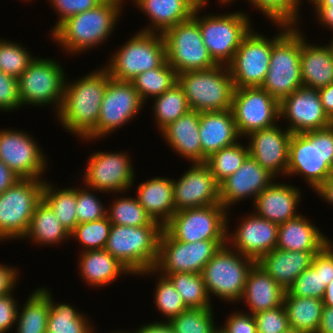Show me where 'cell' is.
Here are the masks:
<instances>
[{"label":"cell","mask_w":333,"mask_h":333,"mask_svg":"<svg viewBox=\"0 0 333 333\" xmlns=\"http://www.w3.org/2000/svg\"><path fill=\"white\" fill-rule=\"evenodd\" d=\"M9 265L0 264V296L14 292L16 282H18L17 268Z\"/></svg>","instance_id":"91938a15"},{"label":"cell","mask_w":333,"mask_h":333,"mask_svg":"<svg viewBox=\"0 0 333 333\" xmlns=\"http://www.w3.org/2000/svg\"><path fill=\"white\" fill-rule=\"evenodd\" d=\"M292 133L278 124L254 131L246 136L249 155L277 178L287 174L289 142Z\"/></svg>","instance_id":"603a6c76"},{"label":"cell","mask_w":333,"mask_h":333,"mask_svg":"<svg viewBox=\"0 0 333 333\" xmlns=\"http://www.w3.org/2000/svg\"><path fill=\"white\" fill-rule=\"evenodd\" d=\"M189 108L197 112L231 109L235 86L228 66L191 70L177 75Z\"/></svg>","instance_id":"8992f818"},{"label":"cell","mask_w":333,"mask_h":333,"mask_svg":"<svg viewBox=\"0 0 333 333\" xmlns=\"http://www.w3.org/2000/svg\"><path fill=\"white\" fill-rule=\"evenodd\" d=\"M325 289L326 285L322 281L321 269H314L310 266L299 274L287 292L296 297L323 299Z\"/></svg>","instance_id":"f907efd6"},{"label":"cell","mask_w":333,"mask_h":333,"mask_svg":"<svg viewBox=\"0 0 333 333\" xmlns=\"http://www.w3.org/2000/svg\"><path fill=\"white\" fill-rule=\"evenodd\" d=\"M322 301L324 306L333 307V280L326 286Z\"/></svg>","instance_id":"a7ac6f4b"},{"label":"cell","mask_w":333,"mask_h":333,"mask_svg":"<svg viewBox=\"0 0 333 333\" xmlns=\"http://www.w3.org/2000/svg\"><path fill=\"white\" fill-rule=\"evenodd\" d=\"M156 273L159 277L157 280V285L154 297V303L158 311L161 312L169 322L174 317H177L181 312L188 309V307L184 304L181 295L175 289L172 282L166 277L162 276L161 274L158 275V272L155 269H149L147 271L141 272L138 274L139 276H150L151 274Z\"/></svg>","instance_id":"f6af8a7d"},{"label":"cell","mask_w":333,"mask_h":333,"mask_svg":"<svg viewBox=\"0 0 333 333\" xmlns=\"http://www.w3.org/2000/svg\"><path fill=\"white\" fill-rule=\"evenodd\" d=\"M316 191L322 200L324 199L328 204L333 205V176H329Z\"/></svg>","instance_id":"003e7915"},{"label":"cell","mask_w":333,"mask_h":333,"mask_svg":"<svg viewBox=\"0 0 333 333\" xmlns=\"http://www.w3.org/2000/svg\"><path fill=\"white\" fill-rule=\"evenodd\" d=\"M177 72L165 61L160 67L147 70L137 75L131 83L145 103L147 98H155L177 83Z\"/></svg>","instance_id":"ab89813d"},{"label":"cell","mask_w":333,"mask_h":333,"mask_svg":"<svg viewBox=\"0 0 333 333\" xmlns=\"http://www.w3.org/2000/svg\"><path fill=\"white\" fill-rule=\"evenodd\" d=\"M317 333H333V307L323 306Z\"/></svg>","instance_id":"03108f58"},{"label":"cell","mask_w":333,"mask_h":333,"mask_svg":"<svg viewBox=\"0 0 333 333\" xmlns=\"http://www.w3.org/2000/svg\"><path fill=\"white\" fill-rule=\"evenodd\" d=\"M231 110L242 138L280 121L279 102L261 87L235 88Z\"/></svg>","instance_id":"e0dca14e"},{"label":"cell","mask_w":333,"mask_h":333,"mask_svg":"<svg viewBox=\"0 0 333 333\" xmlns=\"http://www.w3.org/2000/svg\"><path fill=\"white\" fill-rule=\"evenodd\" d=\"M274 37L267 38L252 28L228 65L235 88L261 87L268 72Z\"/></svg>","instance_id":"2e32d148"},{"label":"cell","mask_w":333,"mask_h":333,"mask_svg":"<svg viewBox=\"0 0 333 333\" xmlns=\"http://www.w3.org/2000/svg\"><path fill=\"white\" fill-rule=\"evenodd\" d=\"M91 188L76 187V216L78 224L90 222L106 217L107 209L96 197L95 193L90 192ZM98 198V199H97Z\"/></svg>","instance_id":"816d5d0a"},{"label":"cell","mask_w":333,"mask_h":333,"mask_svg":"<svg viewBox=\"0 0 333 333\" xmlns=\"http://www.w3.org/2000/svg\"><path fill=\"white\" fill-rule=\"evenodd\" d=\"M257 333H283L288 327V315L284 304L254 314Z\"/></svg>","instance_id":"f5cc1de1"},{"label":"cell","mask_w":333,"mask_h":333,"mask_svg":"<svg viewBox=\"0 0 333 333\" xmlns=\"http://www.w3.org/2000/svg\"><path fill=\"white\" fill-rule=\"evenodd\" d=\"M274 178L249 155L235 173L219 184L220 204L228 211L230 206L250 196L254 203L261 191L274 182Z\"/></svg>","instance_id":"cb8c5ba5"},{"label":"cell","mask_w":333,"mask_h":333,"mask_svg":"<svg viewBox=\"0 0 333 333\" xmlns=\"http://www.w3.org/2000/svg\"><path fill=\"white\" fill-rule=\"evenodd\" d=\"M175 212L220 203V186L205 163H193L182 176L173 179Z\"/></svg>","instance_id":"44dd1931"},{"label":"cell","mask_w":333,"mask_h":333,"mask_svg":"<svg viewBox=\"0 0 333 333\" xmlns=\"http://www.w3.org/2000/svg\"><path fill=\"white\" fill-rule=\"evenodd\" d=\"M28 132L0 129V160L21 179H42L46 155Z\"/></svg>","instance_id":"d6986e66"},{"label":"cell","mask_w":333,"mask_h":333,"mask_svg":"<svg viewBox=\"0 0 333 333\" xmlns=\"http://www.w3.org/2000/svg\"><path fill=\"white\" fill-rule=\"evenodd\" d=\"M283 304L288 315L289 327L306 333L318 332L324 306L322 299L296 297L286 291Z\"/></svg>","instance_id":"8d00e7d4"},{"label":"cell","mask_w":333,"mask_h":333,"mask_svg":"<svg viewBox=\"0 0 333 333\" xmlns=\"http://www.w3.org/2000/svg\"><path fill=\"white\" fill-rule=\"evenodd\" d=\"M283 333H306V332L294 329L292 327H288Z\"/></svg>","instance_id":"2644e50d"},{"label":"cell","mask_w":333,"mask_h":333,"mask_svg":"<svg viewBox=\"0 0 333 333\" xmlns=\"http://www.w3.org/2000/svg\"><path fill=\"white\" fill-rule=\"evenodd\" d=\"M235 228L234 233L229 232L230 218L227 215L226 243L237 252L254 259L256 262L277 246L279 225L255 213L247 214Z\"/></svg>","instance_id":"7402d4cb"},{"label":"cell","mask_w":333,"mask_h":333,"mask_svg":"<svg viewBox=\"0 0 333 333\" xmlns=\"http://www.w3.org/2000/svg\"><path fill=\"white\" fill-rule=\"evenodd\" d=\"M213 308H188L169 321L175 333H214Z\"/></svg>","instance_id":"bcb514c9"},{"label":"cell","mask_w":333,"mask_h":333,"mask_svg":"<svg viewBox=\"0 0 333 333\" xmlns=\"http://www.w3.org/2000/svg\"><path fill=\"white\" fill-rule=\"evenodd\" d=\"M226 244V240L178 241L163 228L154 269L162 276L178 272L201 274L207 262Z\"/></svg>","instance_id":"4fadbf2b"},{"label":"cell","mask_w":333,"mask_h":333,"mask_svg":"<svg viewBox=\"0 0 333 333\" xmlns=\"http://www.w3.org/2000/svg\"><path fill=\"white\" fill-rule=\"evenodd\" d=\"M19 179L21 178L0 160V194L15 184Z\"/></svg>","instance_id":"6125c7cd"},{"label":"cell","mask_w":333,"mask_h":333,"mask_svg":"<svg viewBox=\"0 0 333 333\" xmlns=\"http://www.w3.org/2000/svg\"><path fill=\"white\" fill-rule=\"evenodd\" d=\"M30 54L22 44L1 39L0 71L18 79L35 58Z\"/></svg>","instance_id":"681fc988"},{"label":"cell","mask_w":333,"mask_h":333,"mask_svg":"<svg viewBox=\"0 0 333 333\" xmlns=\"http://www.w3.org/2000/svg\"><path fill=\"white\" fill-rule=\"evenodd\" d=\"M48 298L50 310L46 333H93L94 327L87 316L66 303H54L50 290L39 288ZM91 324V325H90Z\"/></svg>","instance_id":"d590c367"},{"label":"cell","mask_w":333,"mask_h":333,"mask_svg":"<svg viewBox=\"0 0 333 333\" xmlns=\"http://www.w3.org/2000/svg\"><path fill=\"white\" fill-rule=\"evenodd\" d=\"M166 61L162 34L140 31L124 43L103 66L115 80L131 82L137 75Z\"/></svg>","instance_id":"9c48e42d"},{"label":"cell","mask_w":333,"mask_h":333,"mask_svg":"<svg viewBox=\"0 0 333 333\" xmlns=\"http://www.w3.org/2000/svg\"><path fill=\"white\" fill-rule=\"evenodd\" d=\"M166 61L177 74L206 70L217 64L204 45L198 21L192 16L166 30L163 34Z\"/></svg>","instance_id":"7c38bea8"},{"label":"cell","mask_w":333,"mask_h":333,"mask_svg":"<svg viewBox=\"0 0 333 333\" xmlns=\"http://www.w3.org/2000/svg\"><path fill=\"white\" fill-rule=\"evenodd\" d=\"M284 290L257 263L249 271L243 295L250 314L270 310L281 306L284 302Z\"/></svg>","instance_id":"f1b7e54d"},{"label":"cell","mask_w":333,"mask_h":333,"mask_svg":"<svg viewBox=\"0 0 333 333\" xmlns=\"http://www.w3.org/2000/svg\"><path fill=\"white\" fill-rule=\"evenodd\" d=\"M106 216L114 225L134 226L161 225L154 221L139 204L137 197H118L107 208Z\"/></svg>","instance_id":"7bdbcfd3"},{"label":"cell","mask_w":333,"mask_h":333,"mask_svg":"<svg viewBox=\"0 0 333 333\" xmlns=\"http://www.w3.org/2000/svg\"><path fill=\"white\" fill-rule=\"evenodd\" d=\"M301 191L296 186L273 182L256 197L254 213L278 225L297 217Z\"/></svg>","instance_id":"d4e9b609"},{"label":"cell","mask_w":333,"mask_h":333,"mask_svg":"<svg viewBox=\"0 0 333 333\" xmlns=\"http://www.w3.org/2000/svg\"><path fill=\"white\" fill-rule=\"evenodd\" d=\"M44 183L43 179H19L0 194V241L25 236L36 205L42 200Z\"/></svg>","instance_id":"30bf717a"},{"label":"cell","mask_w":333,"mask_h":333,"mask_svg":"<svg viewBox=\"0 0 333 333\" xmlns=\"http://www.w3.org/2000/svg\"><path fill=\"white\" fill-rule=\"evenodd\" d=\"M333 169V124L324 129L292 134L286 176L300 175L316 190Z\"/></svg>","instance_id":"3957f363"},{"label":"cell","mask_w":333,"mask_h":333,"mask_svg":"<svg viewBox=\"0 0 333 333\" xmlns=\"http://www.w3.org/2000/svg\"><path fill=\"white\" fill-rule=\"evenodd\" d=\"M154 118L158 125V131H162L170 123L187 114L191 109L187 103L186 96L176 83L171 89L153 98Z\"/></svg>","instance_id":"60d3db41"},{"label":"cell","mask_w":333,"mask_h":333,"mask_svg":"<svg viewBox=\"0 0 333 333\" xmlns=\"http://www.w3.org/2000/svg\"><path fill=\"white\" fill-rule=\"evenodd\" d=\"M29 238L40 245H55L71 239L68 230L56 218L51 208L41 200L31 217L29 228L23 239Z\"/></svg>","instance_id":"e575fe53"},{"label":"cell","mask_w":333,"mask_h":333,"mask_svg":"<svg viewBox=\"0 0 333 333\" xmlns=\"http://www.w3.org/2000/svg\"><path fill=\"white\" fill-rule=\"evenodd\" d=\"M301 33V79L303 86L320 89L333 83V50L328 43L324 46L309 44Z\"/></svg>","instance_id":"f546056e"},{"label":"cell","mask_w":333,"mask_h":333,"mask_svg":"<svg viewBox=\"0 0 333 333\" xmlns=\"http://www.w3.org/2000/svg\"><path fill=\"white\" fill-rule=\"evenodd\" d=\"M330 45H331V48H332V50H333V38H332V40H330Z\"/></svg>","instance_id":"34e18365"},{"label":"cell","mask_w":333,"mask_h":333,"mask_svg":"<svg viewBox=\"0 0 333 333\" xmlns=\"http://www.w3.org/2000/svg\"><path fill=\"white\" fill-rule=\"evenodd\" d=\"M112 223L107 216L90 222L77 224L70 233V237L76 238L82 244L83 251L104 249L110 235Z\"/></svg>","instance_id":"c3c4849f"},{"label":"cell","mask_w":333,"mask_h":333,"mask_svg":"<svg viewBox=\"0 0 333 333\" xmlns=\"http://www.w3.org/2000/svg\"><path fill=\"white\" fill-rule=\"evenodd\" d=\"M214 333H226V332L218 326V328L214 331Z\"/></svg>","instance_id":"753ad0ef"},{"label":"cell","mask_w":333,"mask_h":333,"mask_svg":"<svg viewBox=\"0 0 333 333\" xmlns=\"http://www.w3.org/2000/svg\"><path fill=\"white\" fill-rule=\"evenodd\" d=\"M49 310V298L37 288L18 310L16 333H46Z\"/></svg>","instance_id":"74e56055"},{"label":"cell","mask_w":333,"mask_h":333,"mask_svg":"<svg viewBox=\"0 0 333 333\" xmlns=\"http://www.w3.org/2000/svg\"><path fill=\"white\" fill-rule=\"evenodd\" d=\"M133 333V332H131ZM134 333H175L169 322H153L145 325H141L140 328L134 331Z\"/></svg>","instance_id":"e7e4bbea"},{"label":"cell","mask_w":333,"mask_h":333,"mask_svg":"<svg viewBox=\"0 0 333 333\" xmlns=\"http://www.w3.org/2000/svg\"><path fill=\"white\" fill-rule=\"evenodd\" d=\"M249 156L248 145L240 142L222 148L206 159L205 164L210 168L211 174L220 184L227 177L235 173Z\"/></svg>","instance_id":"ee69618b"},{"label":"cell","mask_w":333,"mask_h":333,"mask_svg":"<svg viewBox=\"0 0 333 333\" xmlns=\"http://www.w3.org/2000/svg\"><path fill=\"white\" fill-rule=\"evenodd\" d=\"M20 107L18 79L0 71V111L12 112Z\"/></svg>","instance_id":"db71d44e"},{"label":"cell","mask_w":333,"mask_h":333,"mask_svg":"<svg viewBox=\"0 0 333 333\" xmlns=\"http://www.w3.org/2000/svg\"><path fill=\"white\" fill-rule=\"evenodd\" d=\"M270 64L261 88L278 102L303 86L301 79V32L297 26L276 24Z\"/></svg>","instance_id":"277c9868"},{"label":"cell","mask_w":333,"mask_h":333,"mask_svg":"<svg viewBox=\"0 0 333 333\" xmlns=\"http://www.w3.org/2000/svg\"><path fill=\"white\" fill-rule=\"evenodd\" d=\"M123 0H104L97 7L70 16L61 22L51 37L69 54H79L102 45L115 29Z\"/></svg>","instance_id":"7a4b0ae2"},{"label":"cell","mask_w":333,"mask_h":333,"mask_svg":"<svg viewBox=\"0 0 333 333\" xmlns=\"http://www.w3.org/2000/svg\"><path fill=\"white\" fill-rule=\"evenodd\" d=\"M112 333H129V332H128V331H127V332H126V331H124V332H122V331H119V332H116V331H115V332H113V331H112ZM130 333H131V332H130Z\"/></svg>","instance_id":"11e5206c"},{"label":"cell","mask_w":333,"mask_h":333,"mask_svg":"<svg viewBox=\"0 0 333 333\" xmlns=\"http://www.w3.org/2000/svg\"><path fill=\"white\" fill-rule=\"evenodd\" d=\"M317 252L319 251H286L274 248L256 263L287 291L299 274L311 266Z\"/></svg>","instance_id":"83f0119b"},{"label":"cell","mask_w":333,"mask_h":333,"mask_svg":"<svg viewBox=\"0 0 333 333\" xmlns=\"http://www.w3.org/2000/svg\"><path fill=\"white\" fill-rule=\"evenodd\" d=\"M300 213L278 227L276 248L286 251H320L329 241L309 219Z\"/></svg>","instance_id":"1f68e13d"},{"label":"cell","mask_w":333,"mask_h":333,"mask_svg":"<svg viewBox=\"0 0 333 333\" xmlns=\"http://www.w3.org/2000/svg\"><path fill=\"white\" fill-rule=\"evenodd\" d=\"M143 105V100L131 82L110 77L100 106L97 127L85 141H95L118 130L137 117Z\"/></svg>","instance_id":"9a60e30c"},{"label":"cell","mask_w":333,"mask_h":333,"mask_svg":"<svg viewBox=\"0 0 333 333\" xmlns=\"http://www.w3.org/2000/svg\"><path fill=\"white\" fill-rule=\"evenodd\" d=\"M199 137L202 163L222 148L236 144L240 135L232 110L199 112Z\"/></svg>","instance_id":"484cf974"},{"label":"cell","mask_w":333,"mask_h":333,"mask_svg":"<svg viewBox=\"0 0 333 333\" xmlns=\"http://www.w3.org/2000/svg\"><path fill=\"white\" fill-rule=\"evenodd\" d=\"M314 269H321L322 281L327 286L333 280V242L330 240L312 260Z\"/></svg>","instance_id":"6f0895ef"},{"label":"cell","mask_w":333,"mask_h":333,"mask_svg":"<svg viewBox=\"0 0 333 333\" xmlns=\"http://www.w3.org/2000/svg\"><path fill=\"white\" fill-rule=\"evenodd\" d=\"M226 323L220 327L226 333H257L254 315L249 312H233L227 316Z\"/></svg>","instance_id":"9f6ffc18"},{"label":"cell","mask_w":333,"mask_h":333,"mask_svg":"<svg viewBox=\"0 0 333 333\" xmlns=\"http://www.w3.org/2000/svg\"><path fill=\"white\" fill-rule=\"evenodd\" d=\"M162 230V225L134 227L112 224L104 249L136 276L155 268Z\"/></svg>","instance_id":"5b68a950"},{"label":"cell","mask_w":333,"mask_h":333,"mask_svg":"<svg viewBox=\"0 0 333 333\" xmlns=\"http://www.w3.org/2000/svg\"><path fill=\"white\" fill-rule=\"evenodd\" d=\"M79 256L80 276L91 286H107L122 274H132L105 249L82 251Z\"/></svg>","instance_id":"836d02e7"},{"label":"cell","mask_w":333,"mask_h":333,"mask_svg":"<svg viewBox=\"0 0 333 333\" xmlns=\"http://www.w3.org/2000/svg\"><path fill=\"white\" fill-rule=\"evenodd\" d=\"M255 263L228 244L222 246L201 272L209 297L217 296L228 303L240 302L248 273Z\"/></svg>","instance_id":"ba28073f"},{"label":"cell","mask_w":333,"mask_h":333,"mask_svg":"<svg viewBox=\"0 0 333 333\" xmlns=\"http://www.w3.org/2000/svg\"><path fill=\"white\" fill-rule=\"evenodd\" d=\"M314 7L316 20L325 27L333 30V5H312ZM317 13V14H316Z\"/></svg>","instance_id":"94428289"},{"label":"cell","mask_w":333,"mask_h":333,"mask_svg":"<svg viewBox=\"0 0 333 333\" xmlns=\"http://www.w3.org/2000/svg\"><path fill=\"white\" fill-rule=\"evenodd\" d=\"M42 200L55 213L56 218L71 233L78 224L76 216V188H54L45 181Z\"/></svg>","instance_id":"f35d334b"},{"label":"cell","mask_w":333,"mask_h":333,"mask_svg":"<svg viewBox=\"0 0 333 333\" xmlns=\"http://www.w3.org/2000/svg\"><path fill=\"white\" fill-rule=\"evenodd\" d=\"M286 119L292 134L324 129L333 124L325 113L319 91L305 86L299 87L279 102V118Z\"/></svg>","instance_id":"ffe728a7"},{"label":"cell","mask_w":333,"mask_h":333,"mask_svg":"<svg viewBox=\"0 0 333 333\" xmlns=\"http://www.w3.org/2000/svg\"><path fill=\"white\" fill-rule=\"evenodd\" d=\"M104 0H49L50 4L58 14L57 23L53 26L52 31L66 18L93 9L101 4Z\"/></svg>","instance_id":"11a10c76"},{"label":"cell","mask_w":333,"mask_h":333,"mask_svg":"<svg viewBox=\"0 0 333 333\" xmlns=\"http://www.w3.org/2000/svg\"><path fill=\"white\" fill-rule=\"evenodd\" d=\"M228 214L220 203L183 209L175 212L163 228L182 242L226 240Z\"/></svg>","instance_id":"5bb4252c"},{"label":"cell","mask_w":333,"mask_h":333,"mask_svg":"<svg viewBox=\"0 0 333 333\" xmlns=\"http://www.w3.org/2000/svg\"><path fill=\"white\" fill-rule=\"evenodd\" d=\"M312 5H333V0H308Z\"/></svg>","instance_id":"89a4df30"},{"label":"cell","mask_w":333,"mask_h":333,"mask_svg":"<svg viewBox=\"0 0 333 333\" xmlns=\"http://www.w3.org/2000/svg\"><path fill=\"white\" fill-rule=\"evenodd\" d=\"M161 134L175 153L191 163H202V146L199 137V112L190 110L166 126Z\"/></svg>","instance_id":"4dcf8cb0"},{"label":"cell","mask_w":333,"mask_h":333,"mask_svg":"<svg viewBox=\"0 0 333 333\" xmlns=\"http://www.w3.org/2000/svg\"><path fill=\"white\" fill-rule=\"evenodd\" d=\"M218 1H220L221 4H225V5H226V3L229 4V3L233 2V0H218Z\"/></svg>","instance_id":"8c879c8a"},{"label":"cell","mask_w":333,"mask_h":333,"mask_svg":"<svg viewBox=\"0 0 333 333\" xmlns=\"http://www.w3.org/2000/svg\"><path fill=\"white\" fill-rule=\"evenodd\" d=\"M136 190L139 204L154 221L164 226L175 213L173 179L155 177L140 183Z\"/></svg>","instance_id":"d6a6232c"},{"label":"cell","mask_w":333,"mask_h":333,"mask_svg":"<svg viewBox=\"0 0 333 333\" xmlns=\"http://www.w3.org/2000/svg\"><path fill=\"white\" fill-rule=\"evenodd\" d=\"M207 2L202 0L194 10L193 17L198 21L204 45L213 61L217 65L228 66L243 37L252 28L250 17L240 11L222 15L204 14L201 17L199 12L206 7Z\"/></svg>","instance_id":"52a82bcc"},{"label":"cell","mask_w":333,"mask_h":333,"mask_svg":"<svg viewBox=\"0 0 333 333\" xmlns=\"http://www.w3.org/2000/svg\"><path fill=\"white\" fill-rule=\"evenodd\" d=\"M65 76L59 62L35 57L18 78L21 106L53 104L57 114L63 100Z\"/></svg>","instance_id":"8fae6325"},{"label":"cell","mask_w":333,"mask_h":333,"mask_svg":"<svg viewBox=\"0 0 333 333\" xmlns=\"http://www.w3.org/2000/svg\"><path fill=\"white\" fill-rule=\"evenodd\" d=\"M109 78L108 71L102 67L74 82H65L62 104L56 115L67 132L84 141L96 129Z\"/></svg>","instance_id":"6da1fadb"},{"label":"cell","mask_w":333,"mask_h":333,"mask_svg":"<svg viewBox=\"0 0 333 333\" xmlns=\"http://www.w3.org/2000/svg\"><path fill=\"white\" fill-rule=\"evenodd\" d=\"M137 9L149 17L150 26L140 31L163 34L193 16L202 0H132Z\"/></svg>","instance_id":"4316f807"},{"label":"cell","mask_w":333,"mask_h":333,"mask_svg":"<svg viewBox=\"0 0 333 333\" xmlns=\"http://www.w3.org/2000/svg\"><path fill=\"white\" fill-rule=\"evenodd\" d=\"M263 13L274 25L298 26L302 0H248Z\"/></svg>","instance_id":"7dc6e473"},{"label":"cell","mask_w":333,"mask_h":333,"mask_svg":"<svg viewBox=\"0 0 333 333\" xmlns=\"http://www.w3.org/2000/svg\"><path fill=\"white\" fill-rule=\"evenodd\" d=\"M325 113L333 121V83L318 89Z\"/></svg>","instance_id":"be15d7a7"},{"label":"cell","mask_w":333,"mask_h":333,"mask_svg":"<svg viewBox=\"0 0 333 333\" xmlns=\"http://www.w3.org/2000/svg\"><path fill=\"white\" fill-rule=\"evenodd\" d=\"M12 293L0 296V333H9L16 323L19 306Z\"/></svg>","instance_id":"680465c9"},{"label":"cell","mask_w":333,"mask_h":333,"mask_svg":"<svg viewBox=\"0 0 333 333\" xmlns=\"http://www.w3.org/2000/svg\"><path fill=\"white\" fill-rule=\"evenodd\" d=\"M127 152H94L88 158L83 183L99 193H123L134 185V168ZM133 184V185H132ZM126 190V191H125Z\"/></svg>","instance_id":"ac0fdd59"},{"label":"cell","mask_w":333,"mask_h":333,"mask_svg":"<svg viewBox=\"0 0 333 333\" xmlns=\"http://www.w3.org/2000/svg\"><path fill=\"white\" fill-rule=\"evenodd\" d=\"M188 308H212L203 278L199 273L178 272L166 275Z\"/></svg>","instance_id":"b9f144b4"}]
</instances>
